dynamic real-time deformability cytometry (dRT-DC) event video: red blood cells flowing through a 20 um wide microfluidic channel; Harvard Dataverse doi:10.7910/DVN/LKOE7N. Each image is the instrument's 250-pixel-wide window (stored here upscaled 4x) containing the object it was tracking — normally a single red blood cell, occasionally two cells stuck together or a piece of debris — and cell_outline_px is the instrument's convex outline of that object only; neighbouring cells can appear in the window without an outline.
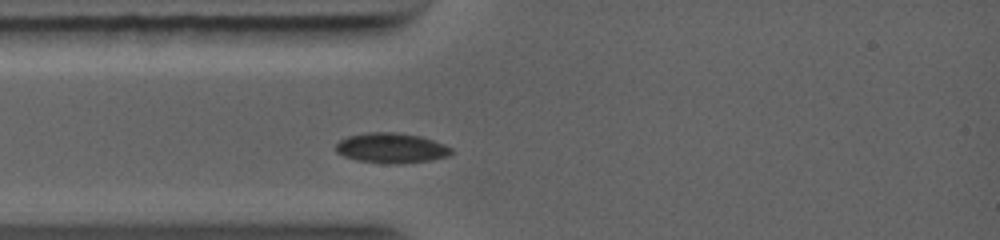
{"species": "common noctule bat (a hibernating species)", "species_latin": "Nyctalus noctula", "temperature_condition": "warm", "stored_images_in_passage": 1, "camera_frame_rate_fps": 5000, "um_per_image_px": 0.085, "animal": {"sex": "female", "body_mass_g": 19.0, "forearm_length_mm": 56.7}, "frame": {"image": 1, "passage_image": 1, "time_ms": 0.0, "image_size_px": [1000, 240], "cell_outline_px": [[492, 184], [484, 196], [476, 188], [448, 140], [452, 136], [460, 132], [480, 136], [492, 152]], "centroid_in_image_um": [40.33, 13.52], "position_along_channel_um": 44.7, "area_um2": 11.68}}